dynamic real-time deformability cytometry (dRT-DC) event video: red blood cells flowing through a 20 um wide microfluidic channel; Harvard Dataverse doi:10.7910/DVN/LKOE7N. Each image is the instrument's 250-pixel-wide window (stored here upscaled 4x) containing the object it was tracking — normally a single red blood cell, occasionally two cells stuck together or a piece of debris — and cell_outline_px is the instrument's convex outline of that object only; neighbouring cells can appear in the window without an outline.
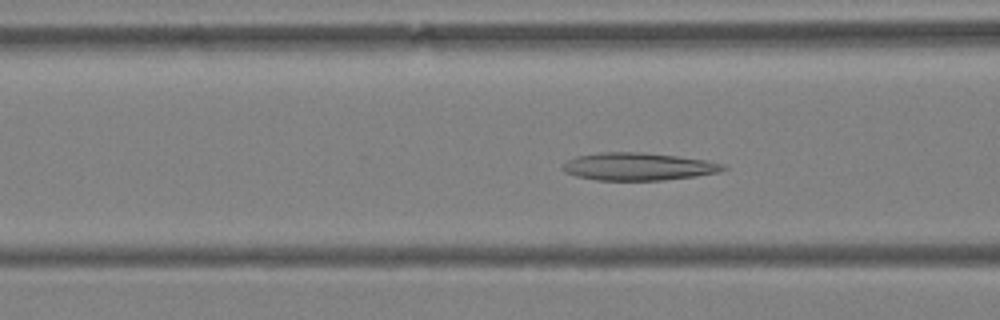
{"species": "Egyptian fruit bat (a non-hibernating species)", "species_latin": "Rousettus aegyptiacus", "temperature_condition": "warm", "stored_images_in_passage": 62, "camera_frame_rate_fps": 3000, "um_per_image_px": 0.085, "animal": {"sex": "female"}, "frame": {"image": 1, "passage_image": 25, "time_ms": 8.0, "image_size_px": [1000, 320], "cell_outline_px": [[728, 168], [720, 172], [696, 176], [664, 180], [596, 180], [576, 176], [564, 172], [560, 168], [568, 160], [576, 156], [600, 152], [644, 152], [676, 156], [704, 160], [728, 164]], "centroid_in_image_um": [54.27, 14.16], "position_along_channel_um": 112.3, "area_um2": 26.01}}
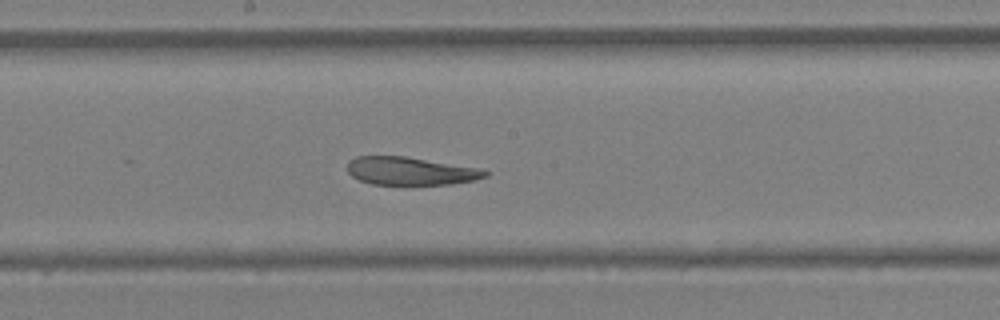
{"frame": {"image": 2, "passage_image": 34, "time_ms": 11.0, "image_size_px": [1000, 320], "cell_outline_px": [[492, 172], [488, 176], [472, 180], [452, 184], [372, 184], [360, 180], [352, 176], [348, 172], [348, 160], [356, 156], [404, 156], [480, 168]], "centroid_in_image_um": [34.9, 14.53], "position_along_channel_um": 213.3, "area_um2": 22.43}}
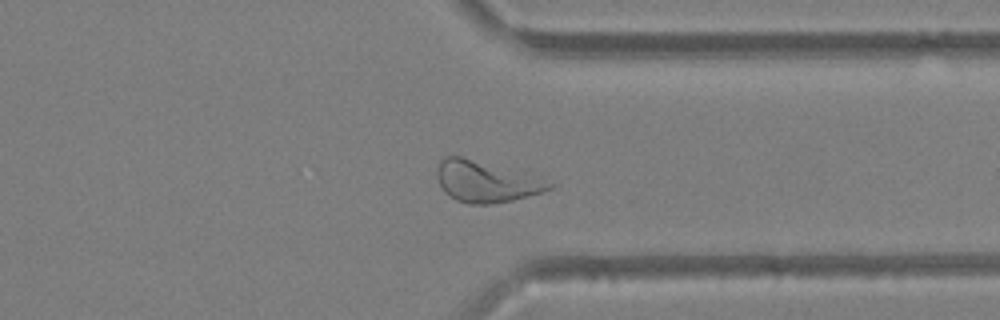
{"frame": {"image": 3, "passage_image": 48, "time_ms": 15.667, "image_size_px": [1000, 320], "cell_outline_px": [[556, 184], [552, 188], [528, 196], [512, 200], [488, 204], [468, 204], [456, 200], [448, 196], [444, 192], [440, 184], [436, 172], [436, 168], [440, 160], [444, 156], [460, 156]], "centroid_in_image_um": [41.19, 15.46], "position_along_channel_um": 370.2, "area_um2": 25.95}, "authors_computed_cell_mechanics": {"area_um2": 28.8711, "velocity_mm_per_s": 3.3765, "shape_relaxation_time_tau1_ms": null, "shape_relaxation_time_tau2_ms": 4.0768, "deformation_change_tau1": null, "deformation_change_tau2": 0.119}}